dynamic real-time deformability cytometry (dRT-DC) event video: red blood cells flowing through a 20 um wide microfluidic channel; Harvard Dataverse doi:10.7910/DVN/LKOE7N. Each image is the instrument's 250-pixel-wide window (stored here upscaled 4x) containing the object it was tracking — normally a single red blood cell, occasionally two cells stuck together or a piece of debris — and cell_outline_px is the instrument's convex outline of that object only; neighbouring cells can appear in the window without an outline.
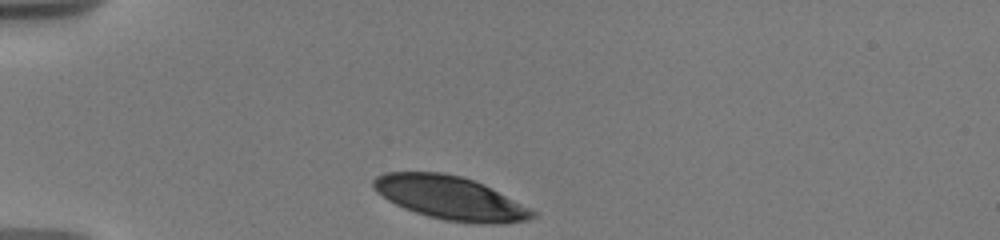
{"species": "human", "species_latin": "Homo sapiens", "temperature_condition": "warm", "stored_images_in_passage": 40, "camera_frame_rate_fps": 3000, "um_per_image_px": 0.085, "donor": {"sex": "male"}, "frame": {"image": 1, "passage_image": 1, "time_ms": 0.0, "image_size_px": [1000, 240], "cell_outline_px": [[536, 216], [528, 220], [504, 224], [444, 220], [428, 216], [404, 208], [388, 200], [376, 192], [372, 188], [372, 180], [376, 176], [384, 172], [444, 172], [460, 176], [484, 184], [536, 212]], "centroid_in_image_um": [38.22, 16.8], "position_along_channel_um": 46.8, "area_um2": 39.88}}
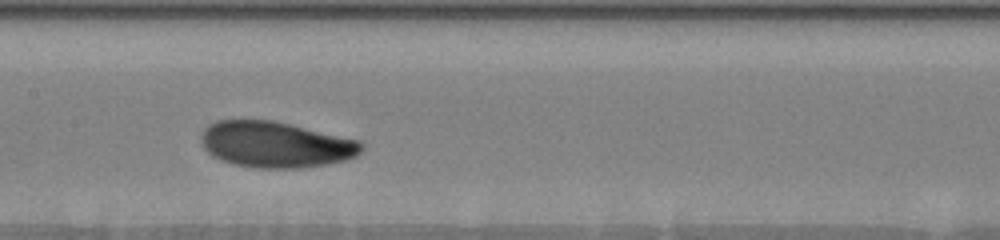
{"frame": {"image": 2, "passage_image": 15, "time_ms": 4.667, "image_size_px": [1000, 240], "cell_outline_px": [[364, 148], [356, 156], [348, 160], [328, 164], [296, 168], [256, 168], [232, 164], [220, 160], [212, 156], [204, 148], [200, 140], [200, 132], [208, 124], [216, 120], [272, 120], [360, 140], [364, 144]], "centroid_in_image_um": [23.41, 12.29], "position_along_channel_um": 184.0, "area_um2": 43.41}}
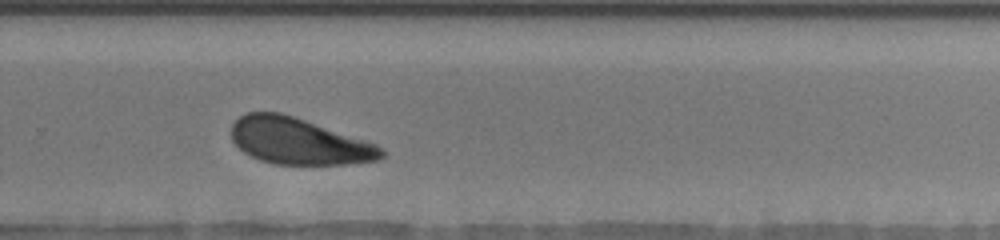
{"frame": {"image": 3, "passage_image": 25, "time_ms": 8.0, "image_size_px": [1000, 240], "cell_outline_px": [[384, 156], [380, 160], [348, 164], [272, 164], [260, 160], [244, 152], [232, 140], [232, 124], [244, 112], [280, 112], [368, 140], [376, 144], [384, 152]], "centroid_in_image_um": [25.41, 12.0], "position_along_channel_um": 304.4, "area_um2": 40.58}, "authors_computed_cell_mechanics": {"area_um2": 42.8009, "velocity_mm_per_s": 3.6295, "shape_relaxation_time_tau1_ms": 3.0401, "shape_relaxation_time_tau2_ms": null, "deformation_change_tau1": 0.1294, "deformation_change_tau2": null}}